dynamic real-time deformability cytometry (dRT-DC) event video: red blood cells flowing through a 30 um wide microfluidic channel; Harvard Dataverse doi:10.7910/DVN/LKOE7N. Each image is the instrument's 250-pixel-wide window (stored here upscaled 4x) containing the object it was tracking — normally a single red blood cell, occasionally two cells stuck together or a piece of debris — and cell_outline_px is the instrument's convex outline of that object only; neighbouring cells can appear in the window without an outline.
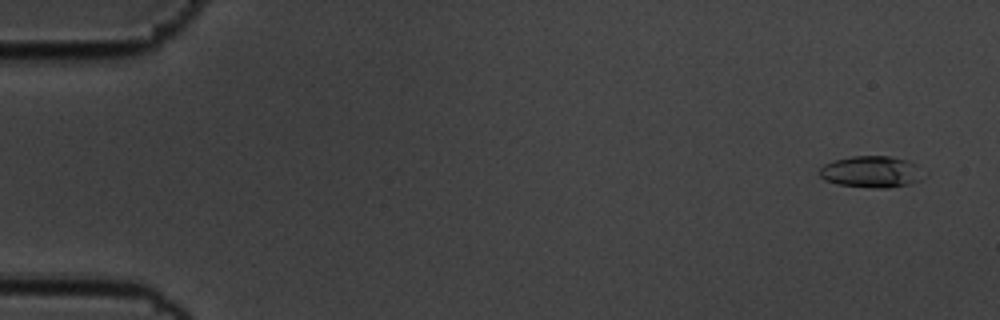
{"species": "common noctule bat (a hibernating species)", "species_latin": "Nyctalus noctula", "temperature_condition": "cold", "stored_images_in_passage": 57, "camera_frame_rate_fps": 3000, "um_per_image_px": 0.085, "animal": {"sex": "male", "body_mass_g": 19.5, "forearm_length_mm": 54.6}, "frame": {"image": 1, "passage_image": 3, "time_ms": 0.667, "image_size_px": [1000, 320], "cell_outline_px": [[928, 176], [908, 184], [888, 188], [876, 188], [836, 184], [824, 180], [820, 176], [820, 168], [824, 164], [836, 160], [852, 156], [892, 156], [908, 160], [916, 164], [928, 172]], "centroid_in_image_um": [74.15, 14.6], "position_along_channel_um": 10.9, "area_um2": 19.48}}
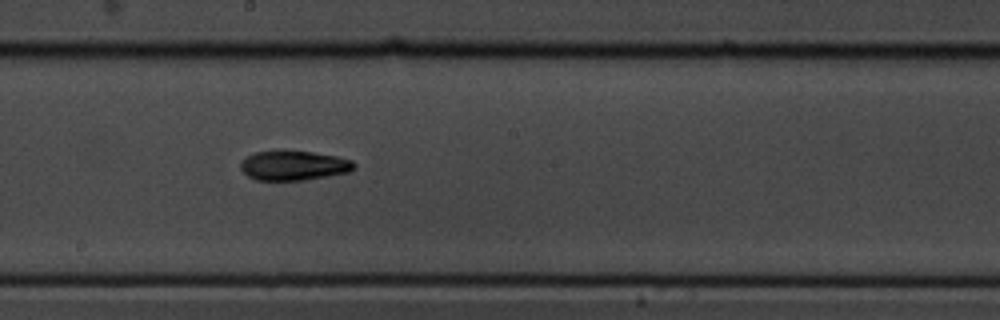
{"frame": {"image": 2, "passage_image": 32, "time_ms": 10.333, "image_size_px": [1000, 320], "cell_outline_px": [[356, 168], [348, 172], [328, 176], [304, 180], [256, 180], [248, 176], [240, 168], [240, 164], [248, 156], [256, 152], [312, 152], [336, 156], [352, 160], [356, 164]], "centroid_in_image_um": [25.01, 14.09], "position_along_channel_um": 223.2, "area_um2": 19.19}}
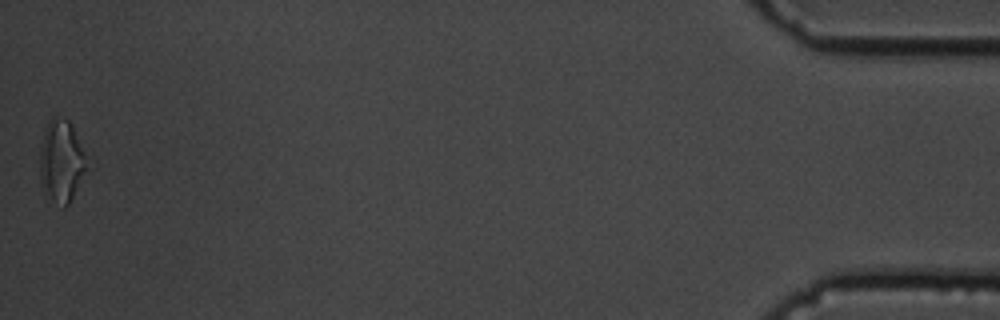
{"frame": {"image": 3, "passage_image": 57, "time_ms": 18.667, "image_size_px": [1000, 320], "cell_outline_px": [[92, 168], [68, 204], [64, 208], [52, 200], [44, 192], [40, 184], [40, 144], [48, 120], [52, 116], [56, 116], [68, 120], [72, 124]], "centroid_in_image_um": [5.27, 13.71], "position_along_channel_um": 429.9, "area_um2": 23.41}, "authors_computed_cell_mechanics": {"area_um2": 19.1896, "velocity_mm_per_s": 3.5519, "shape_relaxation_time_tau1_ms": 4.4367, "shape_relaxation_time_tau2_ms": 6.9079, "deformation_change_tau1": 0.1378, "deformation_change_tau2": 0.1576}}